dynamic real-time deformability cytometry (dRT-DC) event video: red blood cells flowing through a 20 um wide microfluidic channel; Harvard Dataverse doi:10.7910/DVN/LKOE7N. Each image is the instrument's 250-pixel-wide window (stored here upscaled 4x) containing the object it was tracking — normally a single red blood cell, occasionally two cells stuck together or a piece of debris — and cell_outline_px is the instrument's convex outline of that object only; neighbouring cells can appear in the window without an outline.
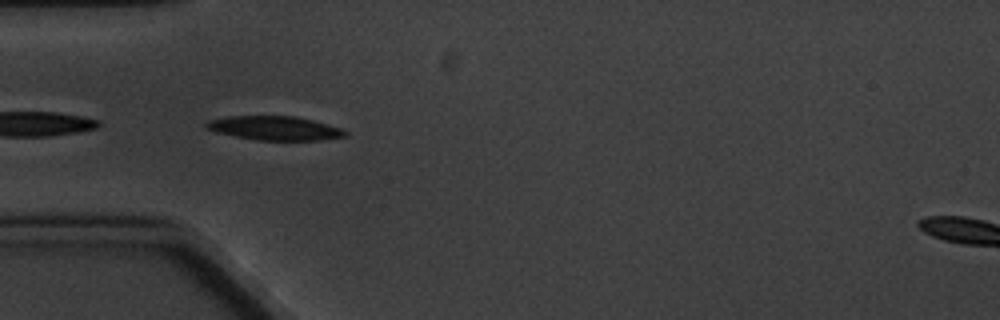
{"species": "common noctule bat (a hibernating species)", "species_latin": "Nyctalus noctula", "temperature_condition": "cold", "stored_images_in_passage": 7, "camera_frame_rate_fps": 3000, "um_per_image_px": 0.085, "animal": {"sex": "male", "body_mass_g": 20.1, "forearm_length_mm": 53.5}, "frame": {"image": 1, "passage_image": 4, "time_ms": 3.333, "image_size_px": [1000, 320], "cell_outline_px": [[348, 136], [320, 140], [256, 140], [216, 132], [204, 128], [204, 124], [208, 120], [228, 116], [296, 116], [312, 120], [340, 128], [348, 132]], "centroid_in_image_um": [23.32, 10.89], "position_along_channel_um": 61.7, "area_um2": 19.42}}